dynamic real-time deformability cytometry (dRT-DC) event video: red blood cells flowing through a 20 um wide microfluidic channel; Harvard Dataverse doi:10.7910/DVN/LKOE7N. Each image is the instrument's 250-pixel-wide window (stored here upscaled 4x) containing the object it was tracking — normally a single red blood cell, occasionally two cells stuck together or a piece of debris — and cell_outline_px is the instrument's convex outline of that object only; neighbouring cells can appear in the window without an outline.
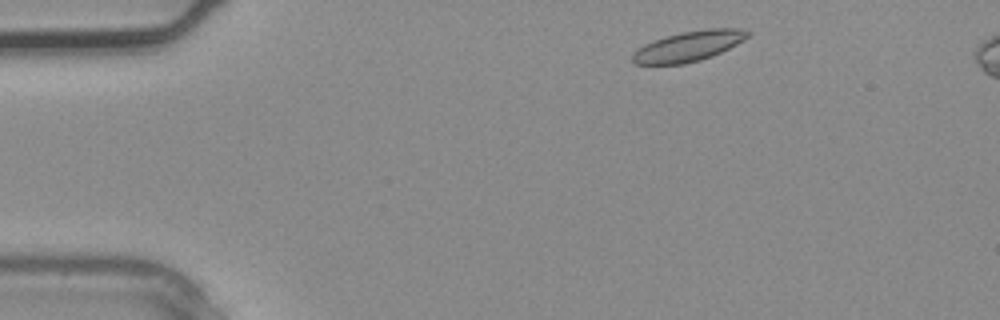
{"species": "common noctule bat (a hibernating species)", "species_latin": "Nyctalus noctula", "temperature_condition": "warm", "stored_images_in_passage": 3, "camera_frame_rate_fps": 3000, "um_per_image_px": 0.085, "animal": {"sex": "male", "body_mass_g": 20.4}, "frame": {"image": 1, "passage_image": 1, "time_ms": 0.0, "image_size_px": [1000, 320], "cell_outline_px": [[752, 32], [748, 36], [736, 44], [712, 56], [700, 60], [684, 64], [632, 64], [632, 52], [644, 44], [652, 40], [684, 32], [708, 28], [740, 28]], "centroid_in_image_um": [58.5, 3.93], "position_along_channel_um": 26.5, "area_um2": 20.17}}